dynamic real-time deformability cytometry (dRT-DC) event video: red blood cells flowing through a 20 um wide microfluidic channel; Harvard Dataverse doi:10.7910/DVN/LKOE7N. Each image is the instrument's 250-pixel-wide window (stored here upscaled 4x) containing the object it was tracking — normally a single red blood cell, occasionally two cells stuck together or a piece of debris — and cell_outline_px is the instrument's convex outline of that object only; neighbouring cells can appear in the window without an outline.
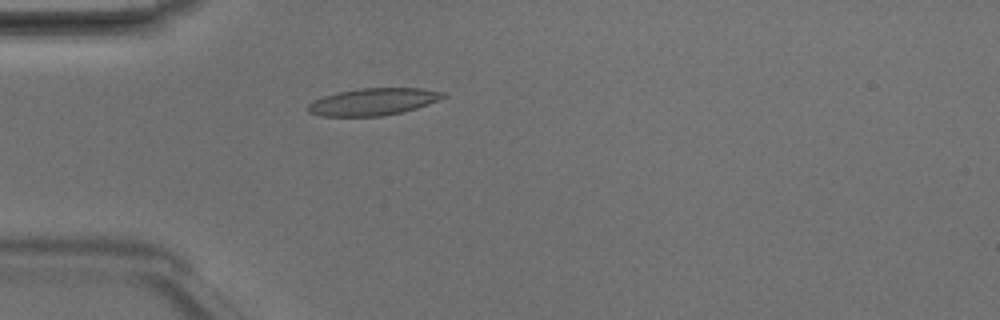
{"species": "Egyptian fruit bat (a non-hibernating species)", "species_latin": "Rousettus aegyptiacus", "temperature_condition": "room temperature", "stored_images_in_passage": 4, "camera_frame_rate_fps": 3000, "um_per_image_px": 0.085, "animal": {"sex": "male"}, "frame": {"image": 1, "passage_image": 4, "time_ms": 1.0, "image_size_px": [1000, 320], "cell_outline_px": [[448, 96], [428, 104], [404, 112], [384, 116], [320, 116], [308, 112], [308, 104], [312, 100], [324, 96], [340, 92], [360, 88], [420, 88], [444, 92]], "centroid_in_image_um": [31.73, 8.65], "position_along_channel_um": 53.3, "area_um2": 21.39}}